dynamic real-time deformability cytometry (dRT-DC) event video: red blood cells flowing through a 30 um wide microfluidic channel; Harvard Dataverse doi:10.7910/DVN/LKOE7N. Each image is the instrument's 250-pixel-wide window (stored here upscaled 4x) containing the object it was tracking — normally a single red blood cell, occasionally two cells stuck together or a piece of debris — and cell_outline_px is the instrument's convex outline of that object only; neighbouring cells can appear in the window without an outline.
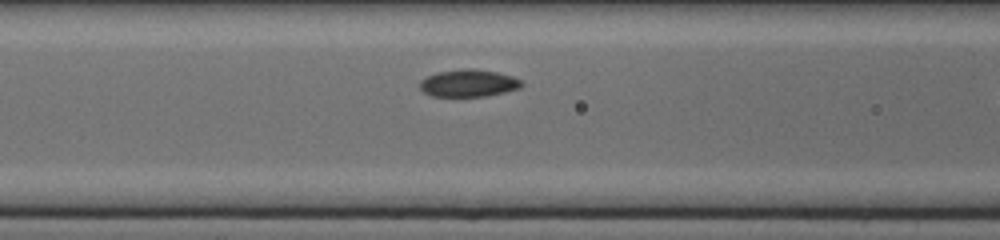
{"species": "common noctule bat (a hibernating species)", "species_latin": "Nyctalus noctula", "temperature_condition": "cold", "stored_images_in_passage": 8, "camera_frame_rate_fps": 3000, "um_per_image_px": 0.085, "animal": {"sex": "female", "body_mass_g": 17.0, "forearm_length_mm": 48.0}, "frame": {"image": 1, "passage_image": 7, "time_ms": 2.0, "image_size_px": [1000, 240], "cell_outline_px": [[524, 84], [520, 88], [504, 92], [484, 96], [432, 96], [424, 92], [420, 88], [420, 80], [436, 72], [472, 68], [496, 72], [512, 76], [520, 80]], "centroid_in_image_um": [39.82, 7.07], "position_along_channel_um": 126.8, "area_um2": 16.01}}